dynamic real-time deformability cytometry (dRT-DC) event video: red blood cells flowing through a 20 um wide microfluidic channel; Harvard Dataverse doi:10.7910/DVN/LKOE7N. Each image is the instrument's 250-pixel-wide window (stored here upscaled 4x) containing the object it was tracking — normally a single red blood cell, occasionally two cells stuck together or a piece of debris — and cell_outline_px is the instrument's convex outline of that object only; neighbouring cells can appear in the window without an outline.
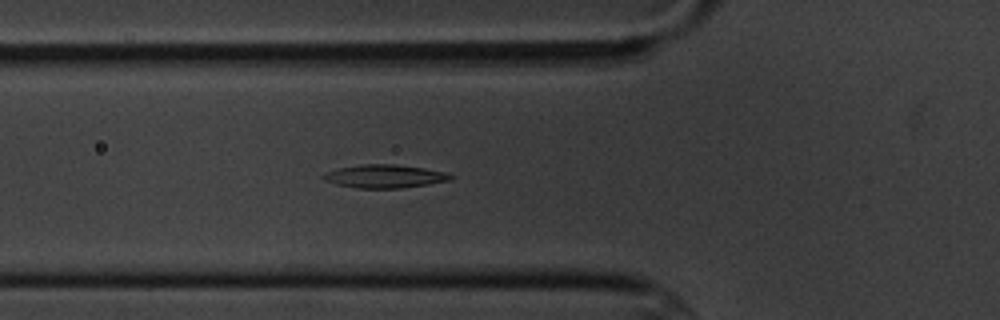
{"species": "common noctule bat (a hibernating species)", "species_latin": "Nyctalus noctula", "temperature_condition": "cold", "stored_images_in_passage": 6, "camera_frame_rate_fps": 3000, "um_per_image_px": 0.085, "animal": {"sex": "male", "body_mass_g": 20.1, "forearm_length_mm": 53.5}, "frame": {"image": 1, "passage_image": 6, "time_ms": 5.667, "image_size_px": [1000, 320], "cell_outline_px": [[456, 176], [452, 180], [428, 184], [400, 188], [356, 188], [336, 184], [324, 180], [320, 176], [324, 172], [340, 168], [360, 164], [396, 164], [424, 168], [444, 172]], "centroid_in_image_um": [32.69, 14.98], "position_along_channel_um": 93.1, "area_um2": 17.34}}